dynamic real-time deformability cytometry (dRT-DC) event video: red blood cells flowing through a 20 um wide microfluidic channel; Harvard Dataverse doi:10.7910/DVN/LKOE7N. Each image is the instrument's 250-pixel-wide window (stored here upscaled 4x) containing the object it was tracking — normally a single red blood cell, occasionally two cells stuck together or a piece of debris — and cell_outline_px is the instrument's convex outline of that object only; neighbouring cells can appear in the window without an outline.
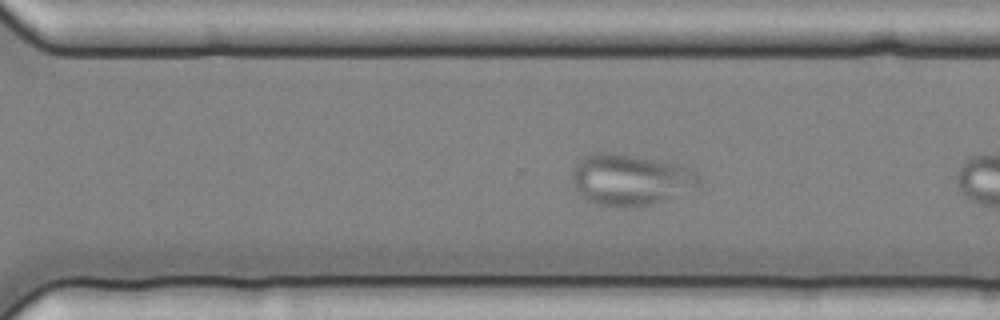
{"species": "common noctule bat (a hibernating species)", "species_latin": "Nyctalus noctula", "temperature_condition": "cold", "stored_images_in_passage": 42, "camera_frame_rate_fps": 3000, "um_per_image_px": 0.085, "animal": {"sex": "female", "body_mass_g": 25.1}, "frame": {"image": 1, "passage_image": 24, "time_ms": 7.667, "image_size_px": [1000, 320], "cell_outline_px": [[700, 184], [660, 200], [648, 204], [600, 204], [588, 200], [580, 196], [572, 180], [572, 172], [576, 164], [584, 156], [592, 152], [616, 152], [680, 164], [696, 172], [700, 176]], "centroid_in_image_um": [53.53, 15.19], "position_along_channel_um": 317.1, "area_um2": 36.7}}